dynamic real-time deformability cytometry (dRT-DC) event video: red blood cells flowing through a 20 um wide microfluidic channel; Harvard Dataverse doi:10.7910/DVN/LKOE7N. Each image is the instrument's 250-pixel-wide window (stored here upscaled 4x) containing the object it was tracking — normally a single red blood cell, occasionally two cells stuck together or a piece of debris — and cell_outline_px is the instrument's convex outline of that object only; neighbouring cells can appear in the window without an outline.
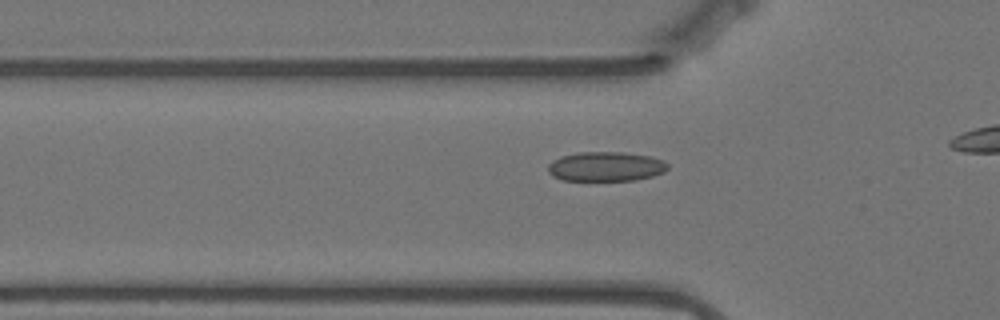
{"species": "Egyptian fruit bat (a non-hibernating species)", "species_latin": "Rousettus aegyptiacus", "temperature_condition": "warm", "stored_images_in_passage": 21, "camera_frame_rate_fps": 3000, "um_per_image_px": 0.085, "animal": {"sex": "female"}, "frame": {"image": 1, "passage_image": 11, "time_ms": 3.333, "image_size_px": [1000, 320], "cell_outline_px": [[668, 168], [664, 172], [652, 176], [636, 180], [560, 180], [552, 176], [548, 172], [548, 164], [552, 160], [560, 156], [576, 152], [624, 152], [648, 156], [664, 160], [668, 164]], "centroid_in_image_um": [51.46, 14.15], "position_along_channel_um": 74.3, "area_um2": 20.75}}
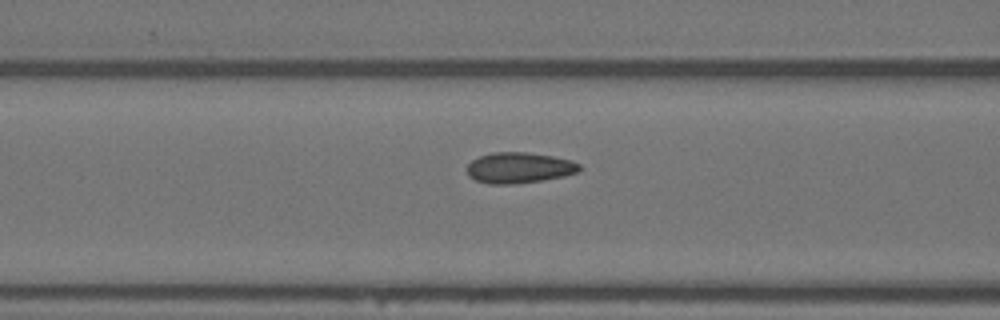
{"frame": {"image": 2, "passage_image": 15, "time_ms": 4.667, "image_size_px": [1000, 320], "cell_outline_px": [[580, 172], [564, 176], [544, 180], [512, 184], [488, 184], [476, 180], [468, 176], [468, 164], [472, 160], [480, 156], [492, 152], [524, 152], [552, 156], [572, 160], [580, 164]], "centroid_in_image_um": [44.15, 14.26], "position_along_channel_um": 122.5, "area_um2": 20.23}}
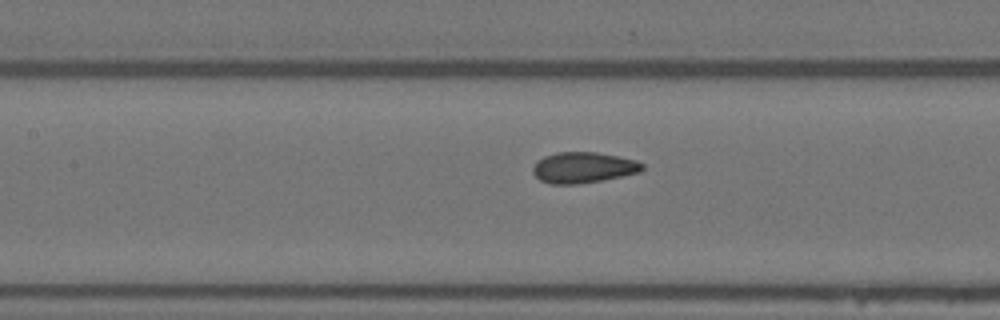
{"frame": {"image": 3, "passage_image": 18, "time_ms": 5.667, "image_size_px": [1000, 320], "cell_outline_px": [[644, 168], [640, 172], [600, 180], [576, 184], [552, 184], [540, 180], [532, 172], [532, 168], [536, 160], [544, 156], [556, 152], [596, 152], [636, 160], [644, 164]], "centroid_in_image_um": [49.54, 14.23], "position_along_channel_um": 157.9, "area_um2": 19.59}}